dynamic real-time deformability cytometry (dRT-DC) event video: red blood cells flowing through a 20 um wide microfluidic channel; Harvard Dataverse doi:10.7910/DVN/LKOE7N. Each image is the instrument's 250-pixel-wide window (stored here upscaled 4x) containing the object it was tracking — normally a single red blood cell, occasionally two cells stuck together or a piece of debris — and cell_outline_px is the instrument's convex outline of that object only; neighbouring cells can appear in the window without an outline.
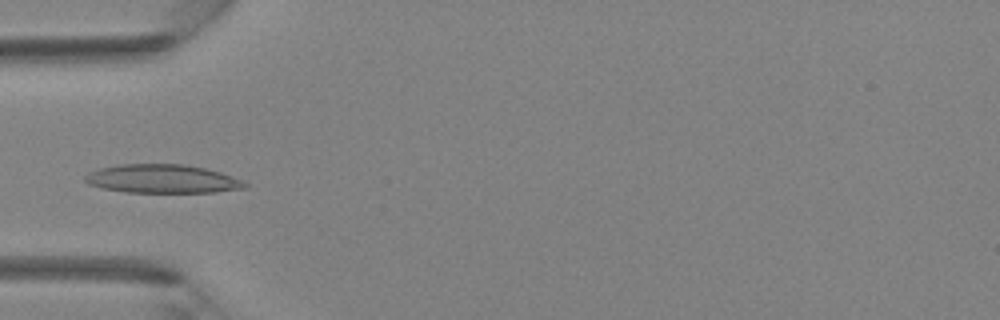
{"species": "Egyptian fruit bat (a non-hibernating species)", "species_latin": "Rousettus aegyptiacus", "temperature_condition": "room temperature", "stored_images_in_passage": 22, "camera_frame_rate_fps": 3000, "um_per_image_px": 0.085, "animal": {"sex": "female"}, "frame": {"image": 1, "passage_image": 14, "time_ms": 4.333, "image_size_px": [1000, 320], "cell_outline_px": [[248, 184], [244, 188], [216, 192], [124, 192], [100, 188], [88, 184], [84, 180], [84, 176], [88, 172], [100, 168], [120, 164], [184, 164], [204, 168], [220, 172], [240, 180]], "centroid_in_image_um": [13.73, 15.2], "position_along_channel_um": 71.3, "area_um2": 26.59}}
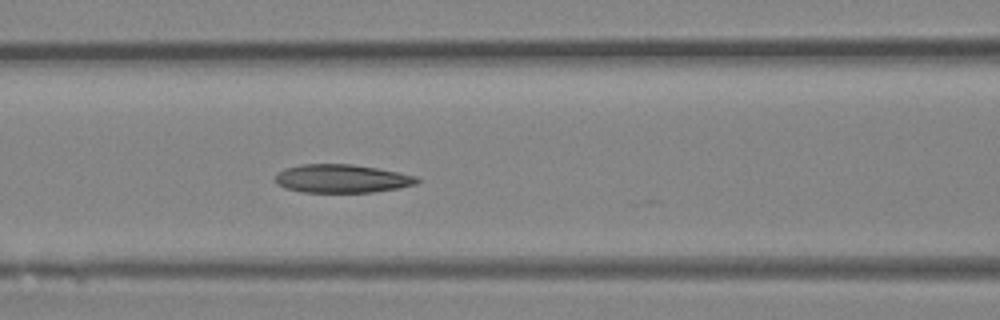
{"frame": {"image": 2, "passage_image": 18, "time_ms": 5.667, "image_size_px": [1000, 320], "cell_outline_px": [[420, 180], [416, 184], [400, 188], [372, 192], [300, 192], [284, 188], [276, 184], [276, 172], [284, 168], [300, 164], [352, 164], [376, 168], [416, 176]], "centroid_in_image_um": [29.0, 15.18], "position_along_channel_um": 137.6, "area_um2": 23.52}}
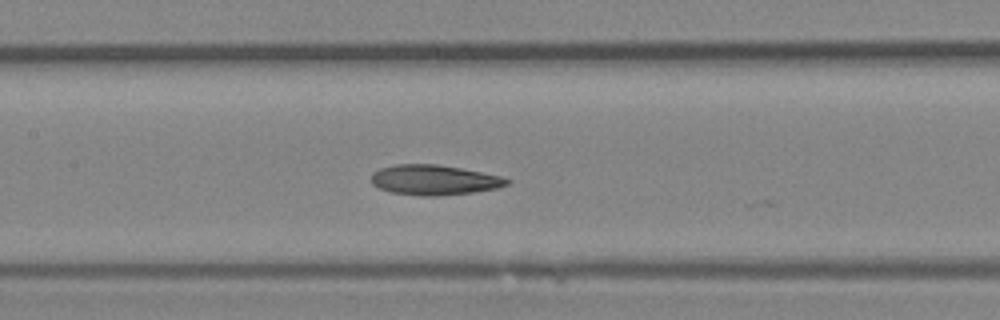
{"frame": {"image": 3, "passage_image": 20, "time_ms": 6.333, "image_size_px": [1000, 320], "cell_outline_px": [[512, 180], [508, 184], [496, 188], [472, 192], [436, 196], [424, 196], [392, 192], [380, 188], [372, 184], [372, 172], [380, 168], [396, 164], [436, 164], [460, 168], [500, 176]], "centroid_in_image_um": [36.89, 15.29], "position_along_channel_um": 170.5, "area_um2": 23.52}}